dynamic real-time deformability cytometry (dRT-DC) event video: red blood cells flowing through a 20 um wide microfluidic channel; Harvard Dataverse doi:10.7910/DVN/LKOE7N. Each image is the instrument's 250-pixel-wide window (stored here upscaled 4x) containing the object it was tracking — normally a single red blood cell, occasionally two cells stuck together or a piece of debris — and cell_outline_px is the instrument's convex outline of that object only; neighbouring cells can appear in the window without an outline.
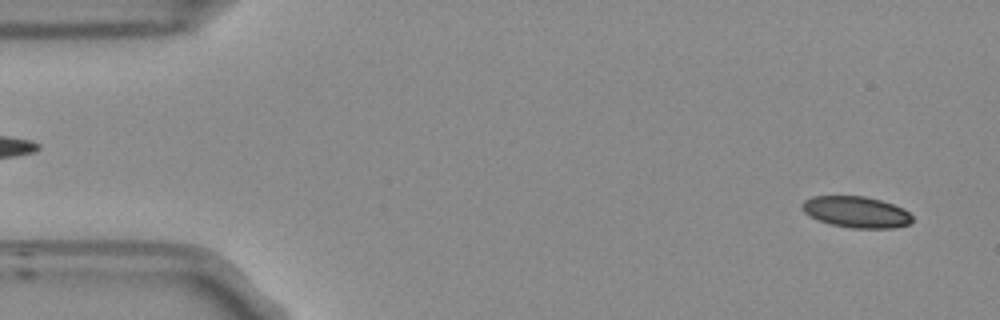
{"species": "Egyptian fruit bat (a non-hibernating species)", "species_latin": "Rousettus aegyptiacus", "temperature_condition": "room temperature", "stored_images_in_passage": 52, "camera_frame_rate_fps": 3000, "um_per_image_px": 0.085, "frame": {"image": 1, "passage_image": 2, "time_ms": 0.333, "image_size_px": [1000, 320], "cell_outline_px": [[912, 220], [908, 224], [892, 228], [852, 228], [828, 224], [816, 220], [808, 216], [800, 208], [800, 204], [804, 200], [812, 196], [864, 196], [880, 200], [904, 208], [912, 216]], "centroid_in_image_um": [72.71, 18.02], "position_along_channel_um": 12.3, "area_um2": 20.29}}
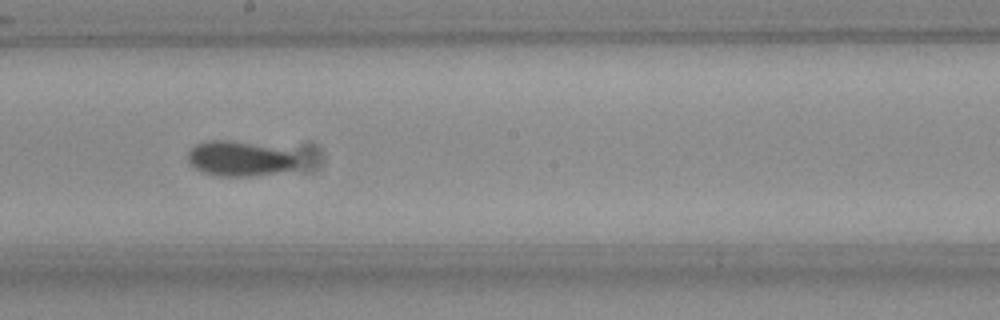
{"frame": {"image": 2, "passage_image": 28, "time_ms": 9.0, "image_size_px": [1000, 320], "cell_outline_px": [[296, 168], [276, 172], [252, 176], [216, 176], [204, 172], [196, 168], [188, 160], [188, 152], [196, 144], [208, 140], [228, 140], [288, 152], [296, 156]], "centroid_in_image_um": [20.29, 13.51], "position_along_channel_um": 227.9, "area_um2": 21.62}}
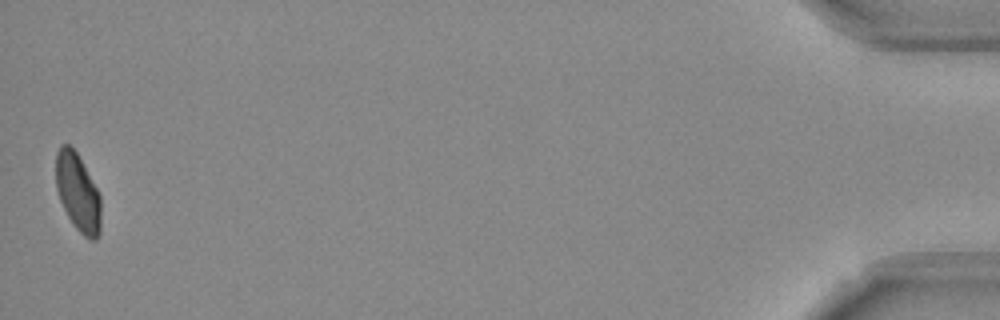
{"frame": {"image": 3, "passage_image": 52, "time_ms": 17.0, "image_size_px": [1000, 320], "cell_outline_px": [[100, 232], [96, 240], [88, 240], [72, 224], [60, 200], [56, 188], [56, 152], [60, 144], [68, 144], [76, 152], [96, 188], [100, 196]], "centroid_in_image_um": [6.6, 16.38], "position_along_channel_um": 428.6, "area_um2": 20.23}, "authors_computed_cell_mechanics": {"area_um2": 21.0681, "velocity_mm_per_s": 3.7502, "shape_relaxation_time_tau1_ms": 8.1284, "shape_relaxation_time_tau2_ms": 3.6308, "deformation_change_tau1": 0.144, "deformation_change_tau2": 0.0697}}